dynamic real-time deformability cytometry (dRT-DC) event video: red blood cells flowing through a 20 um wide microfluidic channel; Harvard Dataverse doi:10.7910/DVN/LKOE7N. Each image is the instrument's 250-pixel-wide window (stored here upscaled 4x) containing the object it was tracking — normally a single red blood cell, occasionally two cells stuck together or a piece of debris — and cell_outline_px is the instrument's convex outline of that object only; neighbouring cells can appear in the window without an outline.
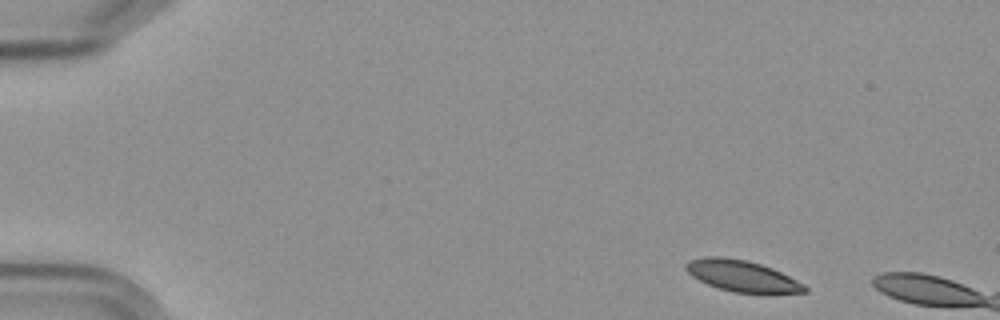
{"species": "Egyptian fruit bat (a non-hibernating species)", "species_latin": "Rousettus aegyptiacus", "temperature_condition": "cold", "stored_images_in_passage": 4, "camera_frame_rate_fps": 3000, "um_per_image_px": 0.085, "frame": {"image": 1, "passage_image": 1, "time_ms": 0.0, "image_size_px": [1000, 320], "cell_outline_px": [[808, 292], [732, 292], [708, 284], [692, 276], [684, 268], [684, 264], [688, 260], [704, 256], [724, 256], [748, 260], [772, 268], [804, 284], [808, 288]], "centroid_in_image_um": [63.01, 23.42], "position_along_channel_um": 22.0, "area_um2": 21.39}}